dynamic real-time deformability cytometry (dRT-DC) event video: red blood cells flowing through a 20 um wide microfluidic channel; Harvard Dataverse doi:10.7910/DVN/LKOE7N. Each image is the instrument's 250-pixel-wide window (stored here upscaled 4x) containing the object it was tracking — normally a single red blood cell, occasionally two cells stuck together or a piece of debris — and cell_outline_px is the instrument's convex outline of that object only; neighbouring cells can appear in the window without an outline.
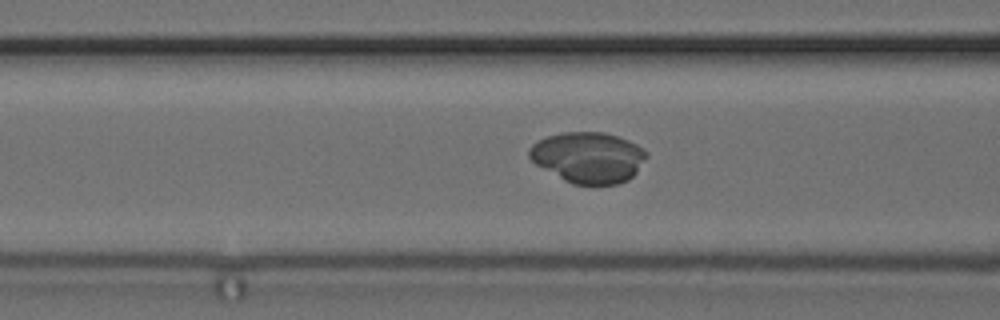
{"species": "common noctule bat (a hibernating species)", "species_latin": "Nyctalus noctula", "temperature_condition": "cold", "stored_images_in_passage": 37, "camera_frame_rate_fps": 3000, "um_per_image_px": 0.085, "animal": {"sex": "female", "body_mass_g": 24.6, "forearm_length_mm": 56.2}, "frame": {"image": 1, "passage_image": 6, "time_ms": 1.667, "image_size_px": [1000, 320], "cell_outline_px": [[648, 156], [636, 172], [628, 180], [616, 184], [572, 184], [564, 180], [536, 164], [528, 156], [528, 148], [532, 144], [548, 136], [564, 132], [604, 132], [628, 140], [644, 148], [648, 152]], "centroid_in_image_um": [50.02, 13.37], "position_along_channel_um": 116.6, "area_um2": 34.62}}
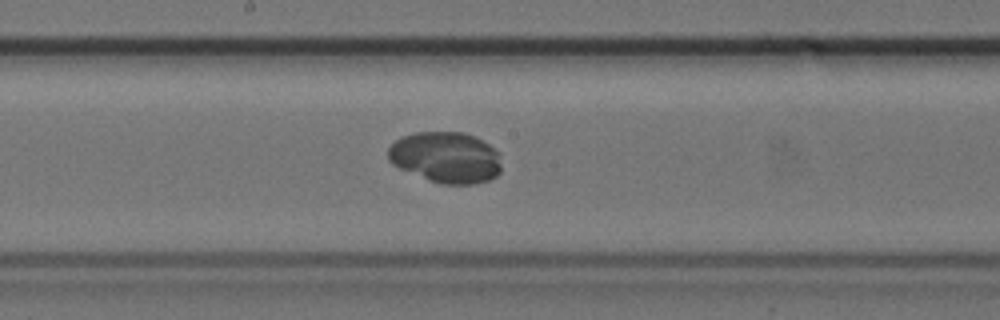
{"frame": {"image": 2, "passage_image": 13, "time_ms": 4.0, "image_size_px": [1000, 320], "cell_outline_px": [[500, 172], [496, 176], [488, 180], [472, 184], [440, 184], [428, 180], [400, 168], [392, 164], [388, 160], [388, 148], [400, 136], [416, 132], [464, 132], [476, 136], [500, 152]], "centroid_in_image_um": [37.9, 13.37], "position_along_channel_um": 210.3, "area_um2": 33.99}}
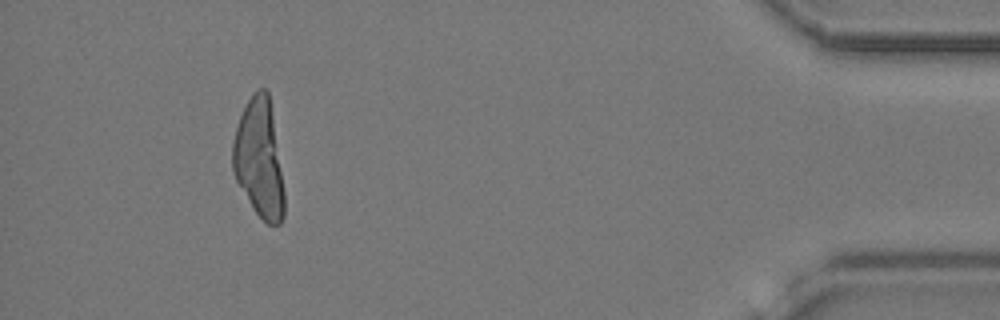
{"frame": {"image": 3, "passage_image": 33, "time_ms": 10.667, "image_size_px": [1000, 320], "cell_outline_px": [[284, 216], [280, 224], [268, 224], [252, 208], [236, 180], [232, 172], [232, 140], [240, 116], [252, 92], [256, 88], [264, 88], [268, 92], [272, 112], [284, 192]], "centroid_in_image_um": [22.01, 13.48], "position_along_channel_um": 413.2, "area_um2": 35.43}}